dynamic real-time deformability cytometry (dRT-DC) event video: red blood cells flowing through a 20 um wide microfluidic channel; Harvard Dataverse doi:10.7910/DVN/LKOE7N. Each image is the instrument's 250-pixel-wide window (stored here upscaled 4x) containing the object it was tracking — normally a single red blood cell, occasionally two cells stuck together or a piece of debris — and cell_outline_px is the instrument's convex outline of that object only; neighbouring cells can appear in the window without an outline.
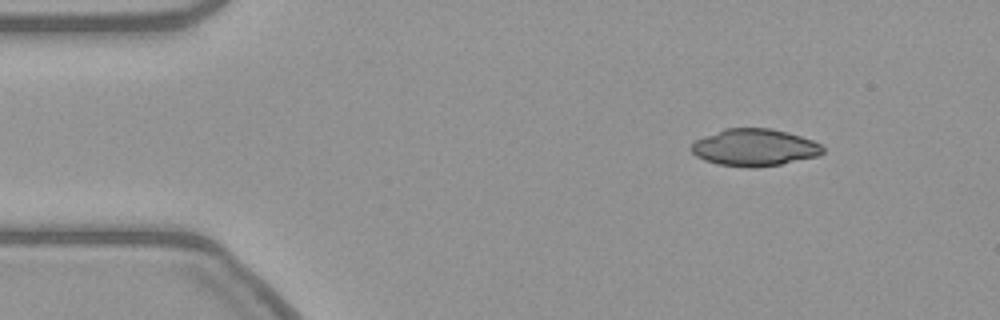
{"species": "common noctule bat (a hibernating species)", "species_latin": "Nyctalus noctula", "temperature_condition": "warm", "stored_images_in_passage": 7, "camera_frame_rate_fps": 3000, "um_per_image_px": 0.085, "animal": {"sex": "female", "body_mass_g": 21.9}, "frame": {"image": 1, "passage_image": 1, "time_ms": 0.0, "image_size_px": [1000, 320], "cell_outline_px": [[824, 152], [820, 156], [780, 164], [756, 168], [748, 168], [716, 164], [704, 160], [696, 156], [688, 148], [696, 140], [704, 136], [724, 128], [768, 128], [788, 132], [812, 140], [820, 144], [824, 148]], "centroid_in_image_um": [64.12, 12.54], "position_along_channel_um": 20.9, "area_um2": 28.67}}